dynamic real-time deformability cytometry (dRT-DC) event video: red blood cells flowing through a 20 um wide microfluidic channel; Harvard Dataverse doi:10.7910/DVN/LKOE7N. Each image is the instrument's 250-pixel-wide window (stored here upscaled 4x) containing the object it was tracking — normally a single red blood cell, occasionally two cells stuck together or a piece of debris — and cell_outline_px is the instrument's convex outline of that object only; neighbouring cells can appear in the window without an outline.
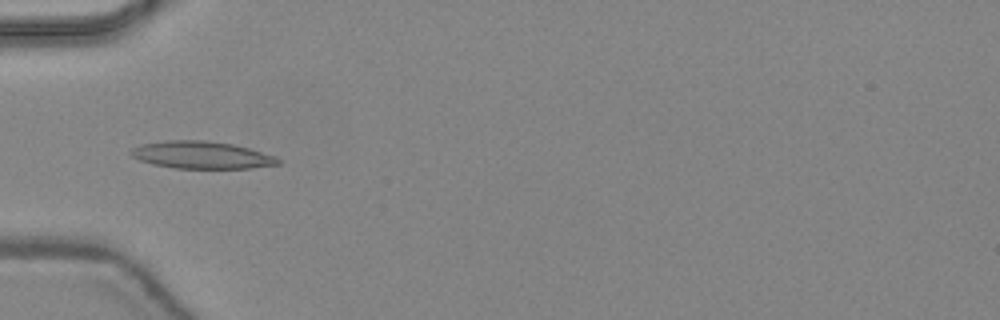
{"species": "common noctule bat (a hibernating species)", "species_latin": "Nyctalus noctula", "temperature_condition": "warm", "stored_images_in_passage": 47, "camera_frame_rate_fps": 3000, "um_per_image_px": 0.085, "animal": {"sex": "female", "body_mass_g": 24.6, "forearm_length_mm": 56.2}, "frame": {"image": 1, "passage_image": 17, "time_ms": 5.333, "image_size_px": [1000, 320], "cell_outline_px": [[280, 164], [248, 168], [176, 168], [152, 164], [140, 160], [132, 156], [128, 152], [132, 148], [140, 144], [168, 140], [204, 140], [232, 144], [248, 148], [276, 156], [280, 160]], "centroid_in_image_um": [17.11, 13.17], "position_along_channel_um": 67.9, "area_um2": 23.35}}
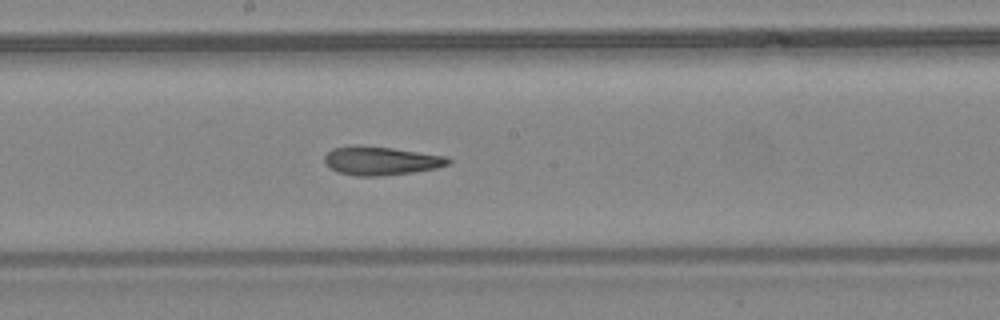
{"frame": {"image": 2, "passage_image": 27, "time_ms": 8.667, "image_size_px": [1000, 320], "cell_outline_px": [[452, 160], [448, 164], [436, 168], [412, 172], [380, 176], [356, 176], [336, 172], [328, 168], [324, 164], [324, 156], [332, 148], [356, 144], [392, 148], [448, 156]], "centroid_in_image_um": [32.32, 13.66], "position_along_channel_um": 215.9, "area_um2": 20.92}}
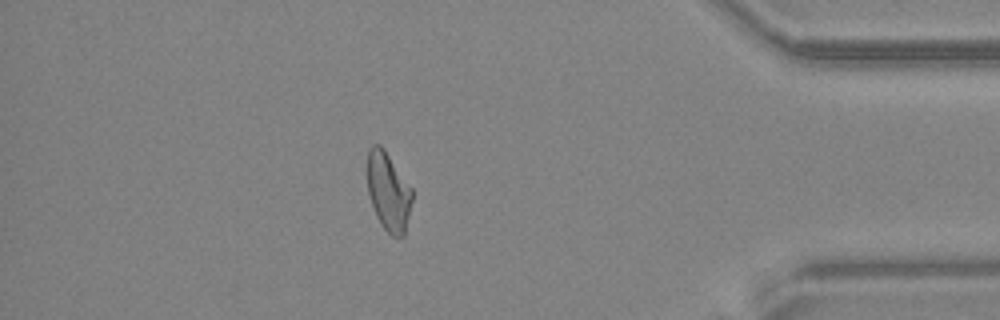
{"frame": {"image": 3, "passage_image": 42, "time_ms": 13.667, "image_size_px": [1000, 320], "cell_outline_px": [[412, 200], [404, 236], [392, 236], [380, 224], [376, 216], [368, 192], [368, 148], [372, 144], [380, 144], [384, 148], [412, 188]], "centroid_in_image_um": [33.01, 16.27], "position_along_channel_um": 402.2, "area_um2": 20.4}, "authors_computed_cell_mechanics": {"area_um2": 21.4438, "velocity_mm_per_s": 4.4579, "shape_relaxation_time_tau1_ms": null, "shape_relaxation_time_tau2_ms": 2.4858, "deformation_change_tau1": null, "deformation_change_tau2": 0.1146}}